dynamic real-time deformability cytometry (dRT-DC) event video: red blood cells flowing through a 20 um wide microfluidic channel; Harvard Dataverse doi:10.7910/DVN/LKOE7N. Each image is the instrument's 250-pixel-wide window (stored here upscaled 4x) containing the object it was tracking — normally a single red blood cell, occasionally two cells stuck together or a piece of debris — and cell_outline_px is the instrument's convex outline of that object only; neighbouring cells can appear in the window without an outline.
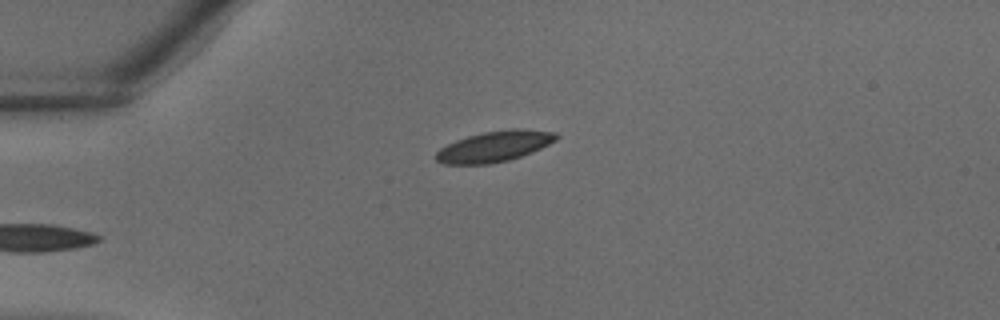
{"species": "common noctule bat (a hibernating species)", "species_latin": "Nyctalus noctula", "temperature_condition": "warm", "stored_images_in_passage": 22, "camera_frame_rate_fps": 3000, "um_per_image_px": 0.085, "animal": {"sex": "male", "body_mass_g": 18.8}, "frame": {"image": 1, "passage_image": 1, "time_ms": 0.0, "image_size_px": [1000, 320], "cell_outline_px": [[560, 136], [556, 140], [532, 152], [508, 160], [488, 164], [444, 164], [436, 160], [436, 152], [440, 148], [456, 140], [468, 136], [484, 132], [512, 128], [520, 128], [556, 132]], "centroid_in_image_um": [42.04, 12.43], "position_along_channel_um": 43.0, "area_um2": 21.44}}
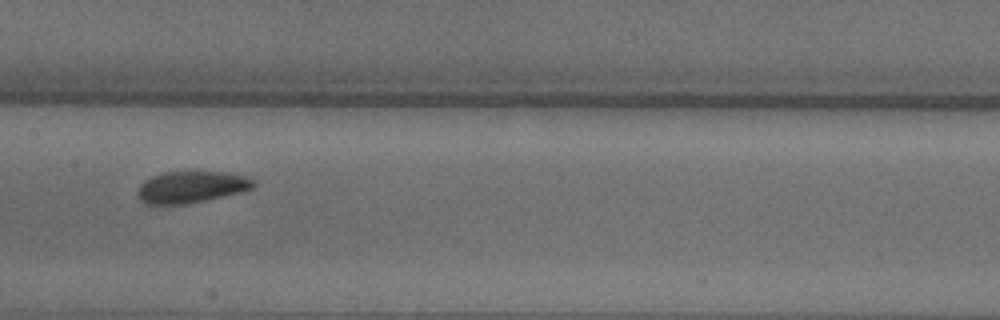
{"frame": {"image": 2, "passage_image": 11, "time_ms": 3.333, "image_size_px": [1000, 320], "cell_outline_px": [[256, 184], [252, 188], [240, 192], [204, 200], [184, 204], [144, 204], [140, 200], [136, 192], [140, 184], [144, 180], [152, 176], [164, 172], [224, 172], [244, 176], [252, 180]], "centroid_in_image_um": [16.19, 15.9], "position_along_channel_um": 191.2, "area_um2": 21.15}}
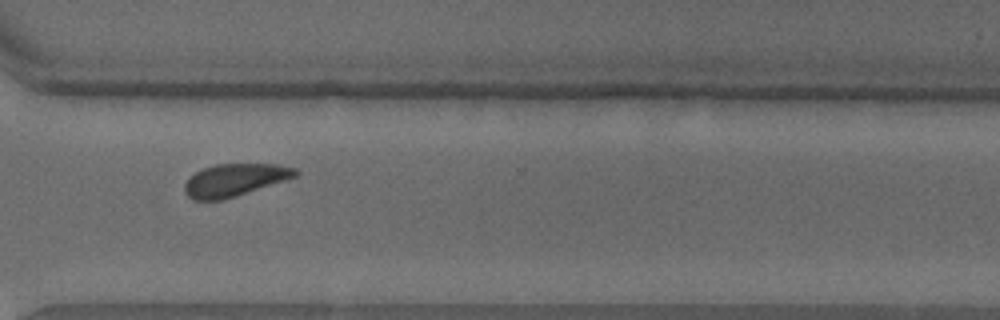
{"frame": {"image": 3, "passage_image": 20, "time_ms": 6.333, "image_size_px": [1000, 320], "cell_outline_px": [[300, 172], [296, 176], [236, 196], [220, 200], [192, 200], [184, 192], [184, 184], [188, 176], [204, 168], [216, 164], [276, 164], [296, 168]], "centroid_in_image_um": [19.9, 15.29], "position_along_channel_um": 350.7, "area_um2": 20.87}}